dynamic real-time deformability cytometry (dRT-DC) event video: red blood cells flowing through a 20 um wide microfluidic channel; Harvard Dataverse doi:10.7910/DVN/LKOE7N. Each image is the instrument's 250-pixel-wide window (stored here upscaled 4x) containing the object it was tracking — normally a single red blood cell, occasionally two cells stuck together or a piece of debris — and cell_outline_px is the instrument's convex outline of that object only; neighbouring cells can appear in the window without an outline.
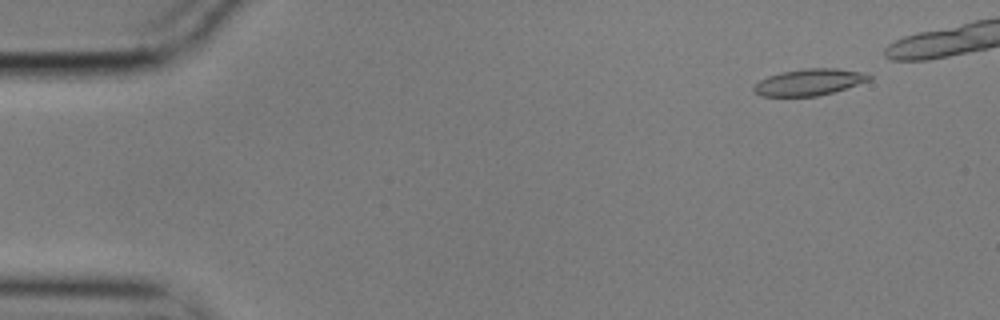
{"species": "common noctule bat (a hibernating species)", "species_latin": "Nyctalus noctula", "temperature_condition": "cold", "stored_images_in_passage": 16, "camera_frame_rate_fps": 3000, "um_per_image_px": 0.085, "animal": {"sex": "male", "body_mass_g": 17.9}, "frame": {"image": 1, "passage_image": 5, "time_ms": 1.333, "image_size_px": [1000, 320], "cell_outline_px": [[872, 80], [832, 92], [816, 96], [760, 96], [752, 88], [760, 80], [768, 76], [780, 72], [808, 68], [836, 68], [860, 72], [872, 76]], "centroid_in_image_um": [68.78, 6.98], "position_along_channel_um": 16.2, "area_um2": 17.63}}